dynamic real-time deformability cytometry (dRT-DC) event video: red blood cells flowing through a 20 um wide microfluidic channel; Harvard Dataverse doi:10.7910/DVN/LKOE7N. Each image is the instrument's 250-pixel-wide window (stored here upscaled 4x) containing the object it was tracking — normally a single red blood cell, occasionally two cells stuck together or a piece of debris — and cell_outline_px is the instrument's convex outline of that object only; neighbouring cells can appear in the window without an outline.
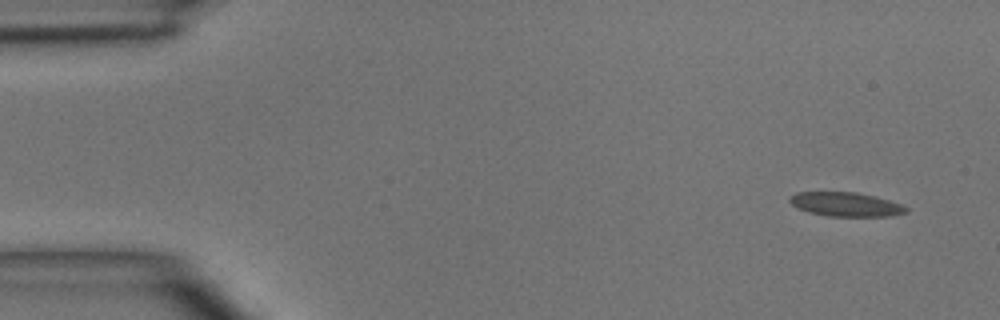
{"species": "common noctule bat (a hibernating species)", "species_latin": "Nyctalus noctula", "temperature_condition": "room temperature", "stored_images_in_passage": 4, "camera_frame_rate_fps": 3000, "um_per_image_px": 0.085, "animal": {"sex": "male", "body_mass_g": 15.6}, "frame": {"image": 1, "passage_image": 1, "time_ms": 0.0, "image_size_px": [1000, 320], "cell_outline_px": [[908, 212], [892, 216], [828, 216], [808, 212], [792, 204], [788, 200], [788, 196], [796, 192], [856, 192], [876, 196], [900, 204], [908, 208]], "centroid_in_image_um": [71.89, 17.36], "position_along_channel_um": 13.1, "area_um2": 16.36}}
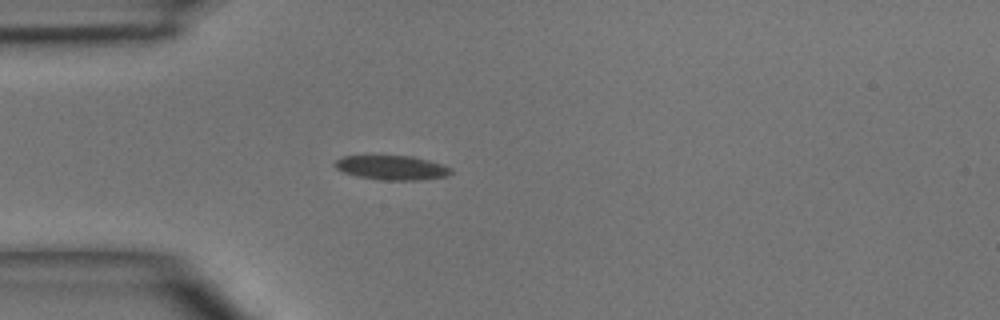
{"frame": {"image": 2, "passage_image": 4, "time_ms": 3.333, "image_size_px": [1000, 320], "cell_outline_px": [[452, 172], [448, 176], [420, 180], [380, 180], [356, 176], [344, 172], [336, 168], [332, 164], [336, 160], [344, 156], [412, 156], [444, 164], [452, 168]], "centroid_in_image_um": [33.33, 14.26], "position_along_channel_um": 51.7, "area_um2": 16.59}}